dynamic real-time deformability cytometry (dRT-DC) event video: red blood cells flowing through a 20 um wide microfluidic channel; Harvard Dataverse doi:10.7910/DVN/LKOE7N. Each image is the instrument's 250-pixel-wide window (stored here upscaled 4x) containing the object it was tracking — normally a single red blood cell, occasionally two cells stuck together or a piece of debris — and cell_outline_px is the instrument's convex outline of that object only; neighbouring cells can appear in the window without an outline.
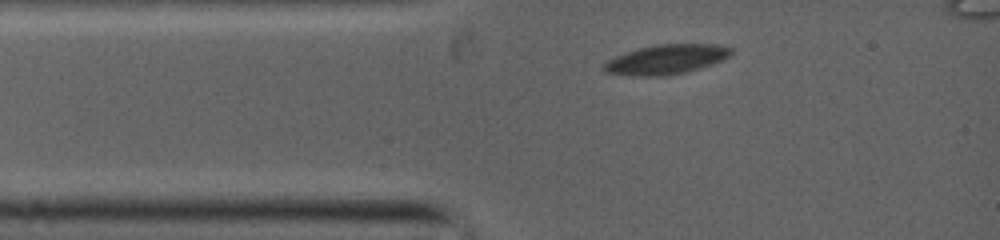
{"species": "common noctule bat (a hibernating species)", "species_latin": "Nyctalus noctula", "temperature_condition": "warm", "stored_images_in_passage": 3, "segment_of_instrument_passage": [1, 2], "camera_frame_rate_fps": 5000, "um_per_image_px": 0.085, "animal": {"sex": "female", "body_mass_g": 19.0, "forearm_length_mm": 53.3}, "frame": {"image": 1, "passage_image": 1, "time_ms": 0.0, "image_size_px": [1000, 240], "cell_outline_px": [[732, 52], [728, 56], [720, 60], [684, 72], [664, 76], [644, 76], [604, 72], [604, 64], [608, 60], [616, 56], [628, 52], [660, 44], [708, 44], [732, 48]], "centroid_in_image_um": [56.6, 5.05], "position_along_channel_um": 28.4, "area_um2": 20.98}}